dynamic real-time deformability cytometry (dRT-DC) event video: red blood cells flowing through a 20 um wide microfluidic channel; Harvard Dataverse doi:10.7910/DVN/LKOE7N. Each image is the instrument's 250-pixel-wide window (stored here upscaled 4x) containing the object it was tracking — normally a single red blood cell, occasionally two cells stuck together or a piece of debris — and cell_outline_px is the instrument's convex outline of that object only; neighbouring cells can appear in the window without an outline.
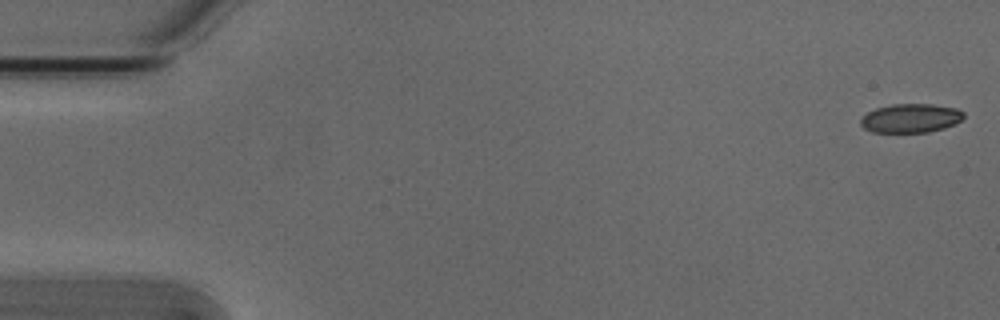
{"species": "Egyptian fruit bat (a non-hibernating species)", "species_latin": "Rousettus aegyptiacus", "temperature_condition": "cold", "stored_images_in_passage": 53, "camera_frame_rate_fps": 3000, "um_per_image_px": 0.085, "animal": {"sex": "male"}, "frame": {"image": 1, "passage_image": 1, "time_ms": 0.0, "image_size_px": [1000, 320], "cell_outline_px": [[964, 116], [956, 124], [944, 128], [928, 132], [872, 132], [864, 128], [860, 124], [860, 120], [868, 112], [876, 108], [892, 104], [932, 104], [956, 108], [964, 112]], "centroid_in_image_um": [77.42, 10.04], "position_along_channel_um": 7.6, "area_um2": 17.34}}
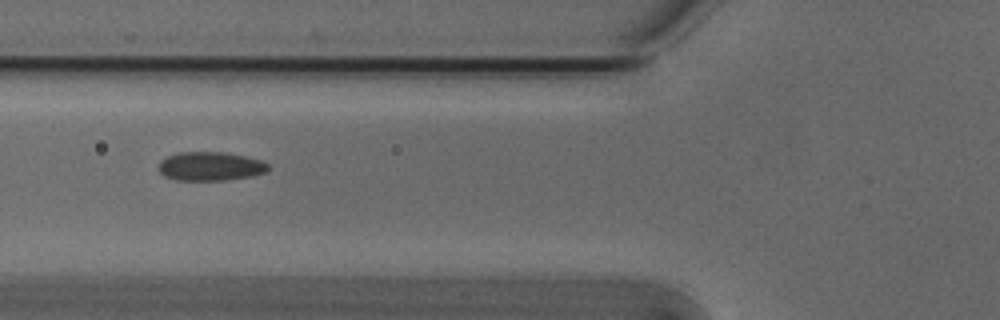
{"frame": {"image": 2, "passage_image": 20, "time_ms": 6.333, "image_size_px": [1000, 320], "cell_outline_px": [[268, 172], [252, 176], [224, 180], [176, 180], [164, 176], [160, 172], [160, 160], [168, 156], [180, 152], [224, 152], [244, 156], [260, 160], [268, 164]], "centroid_in_image_um": [17.89, 14.14], "position_along_channel_um": 107.9, "area_um2": 18.32}}
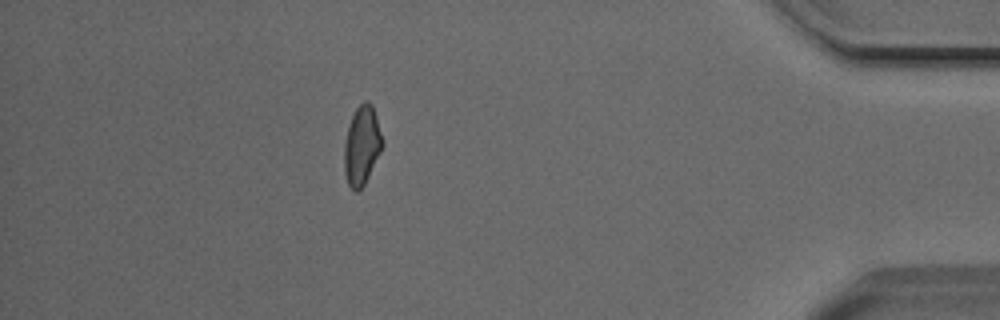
{"frame": {"image": 3, "passage_image": 47, "time_ms": 15.333, "image_size_px": [1000, 320], "cell_outline_px": [[384, 144], [364, 184], [356, 192], [348, 184], [344, 172], [344, 148], [348, 128], [352, 116], [356, 108], [364, 100], [368, 100], [372, 104], [384, 140]], "centroid_in_image_um": [30.77, 12.33], "position_along_channel_um": 404.4, "area_um2": 17.4}, "authors_computed_cell_mechanics": {"area_um2": 18.0336, "velocity_mm_per_s": 3.8432, "shape_relaxation_time_tau1_ms": null, "shape_relaxation_time_tau2_ms": 3.2898, "deformation_change_tau1": null, "deformation_change_tau2": 0.0801}}